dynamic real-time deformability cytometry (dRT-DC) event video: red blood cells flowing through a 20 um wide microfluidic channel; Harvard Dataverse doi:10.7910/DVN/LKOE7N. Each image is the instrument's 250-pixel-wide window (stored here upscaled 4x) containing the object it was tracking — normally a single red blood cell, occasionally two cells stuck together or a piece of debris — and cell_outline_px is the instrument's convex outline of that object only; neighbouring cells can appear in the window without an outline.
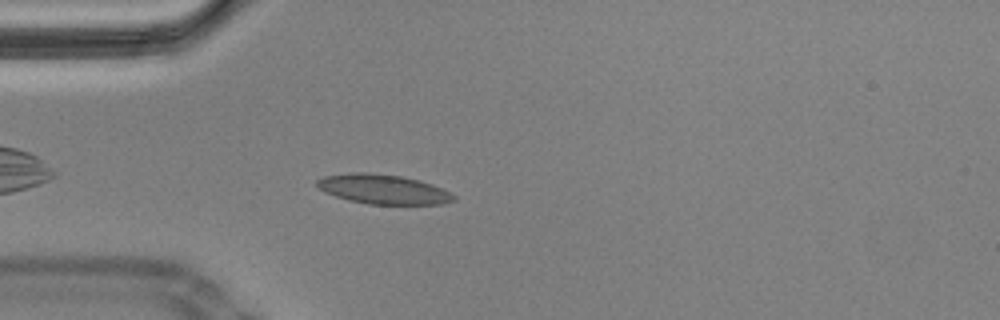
{"species": "Egyptian fruit bat (a non-hibernating species)", "species_latin": "Rousettus aegyptiacus", "temperature_condition": "cold", "stored_images_in_passage": 39, "camera_frame_rate_fps": 3000, "um_per_image_px": 0.085, "animal": {"sex": "male"}, "frame": {"image": 1, "passage_image": 5, "time_ms": 1.333, "image_size_px": [1000, 320], "cell_outline_px": [[456, 200], [444, 204], [368, 204], [348, 200], [324, 192], [316, 184], [316, 180], [324, 176], [352, 172], [368, 172], [400, 176], [420, 180], [432, 184], [456, 196]], "centroid_in_image_um": [32.56, 16.08], "position_along_channel_um": 52.4, "area_um2": 23.52}}
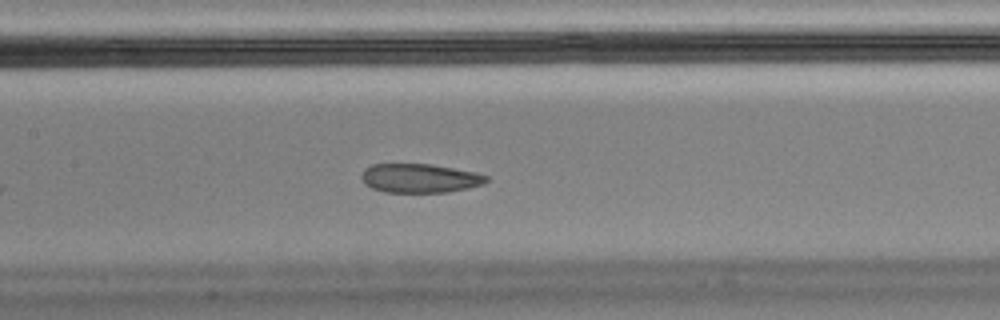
{"frame": {"image": 2, "passage_image": 16, "time_ms": 5.0, "image_size_px": [1000, 320], "cell_outline_px": [[488, 180], [484, 184], [468, 188], [448, 192], [384, 192], [372, 188], [364, 184], [360, 176], [364, 168], [372, 164], [432, 164], [476, 172], [488, 176]], "centroid_in_image_um": [35.67, 15.14], "position_along_channel_um": 171.7, "area_um2": 21.27}}
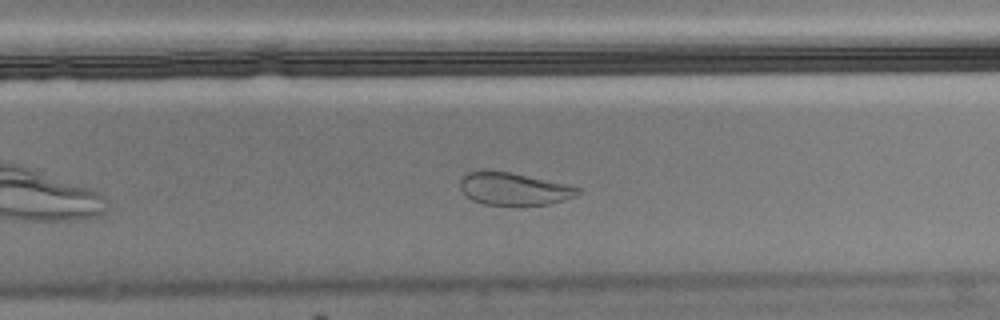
{"frame": {"image": 3, "passage_image": 26, "time_ms": 8.333, "image_size_px": [1000, 320], "cell_outline_px": [[580, 192], [576, 196], [564, 200], [548, 204], [484, 204], [472, 200], [460, 188], [460, 180], [468, 172], [512, 172], [564, 184], [580, 188]], "centroid_in_image_um": [43.69, 16.06], "position_along_channel_um": 286.1, "area_um2": 21.56}}